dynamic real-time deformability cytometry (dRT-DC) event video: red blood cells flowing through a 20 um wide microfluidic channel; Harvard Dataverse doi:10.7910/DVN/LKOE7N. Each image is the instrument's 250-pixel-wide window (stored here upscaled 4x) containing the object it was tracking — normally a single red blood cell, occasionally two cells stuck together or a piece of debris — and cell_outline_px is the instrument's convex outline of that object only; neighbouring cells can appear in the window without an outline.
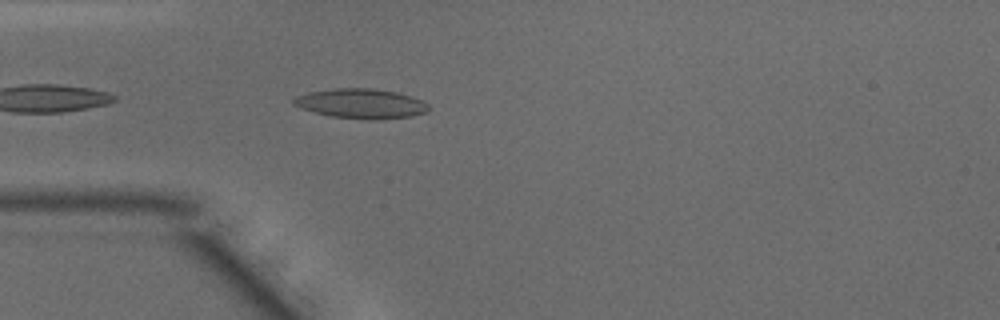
{"species": "common noctule bat (a hibernating species)", "species_latin": "Nyctalus noctula", "temperature_condition": "warm", "stored_images_in_passage": 7, "camera_frame_rate_fps": 3000, "um_per_image_px": 0.085, "animal": {"sex": "male", "body_mass_g": 15.6}, "frame": {"image": 1, "passage_image": 2, "time_ms": 0.333, "image_size_px": [1000, 320], "cell_outline_px": [[428, 108], [424, 112], [412, 116], [372, 120], [332, 116], [316, 112], [292, 104], [292, 100], [296, 96], [308, 92], [336, 88], [372, 88], [396, 92], [412, 96], [424, 100], [428, 104]], "centroid_in_image_um": [30.71, 8.79], "position_along_channel_um": 54.3, "area_um2": 23.18}}